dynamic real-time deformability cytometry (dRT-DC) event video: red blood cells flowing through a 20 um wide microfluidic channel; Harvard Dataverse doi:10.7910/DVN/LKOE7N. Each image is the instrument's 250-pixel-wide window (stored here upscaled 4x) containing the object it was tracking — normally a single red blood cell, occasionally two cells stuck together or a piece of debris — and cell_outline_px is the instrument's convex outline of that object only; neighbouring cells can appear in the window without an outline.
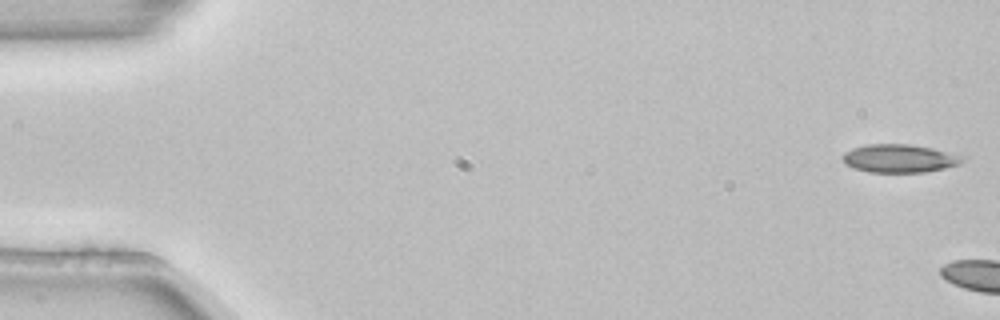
{"species": "common noctule bat (a hibernating species)", "species_latin": "Nyctalus noctula", "temperature_condition": "room temperature", "stored_images_in_passage": 5, "camera_frame_rate_fps": 3000, "um_per_image_px": 0.085, "animal": {"sex": "female", "body_mass_g": 22.7, "forearm_length_mm": 54.2}, "frame": {"image": 1, "passage_image": 1, "time_ms": 0.0, "image_size_px": [1000, 320], "cell_outline_px": [[968, 156], [960, 164], [944, 168], [924, 172], [868, 172], [852, 168], [844, 164], [840, 156], [844, 152], [852, 148], [868, 144], [912, 144], [932, 148]], "centroid_in_image_um": [76.44, 13.46], "position_along_channel_um": 8.6, "area_um2": 20.06}}